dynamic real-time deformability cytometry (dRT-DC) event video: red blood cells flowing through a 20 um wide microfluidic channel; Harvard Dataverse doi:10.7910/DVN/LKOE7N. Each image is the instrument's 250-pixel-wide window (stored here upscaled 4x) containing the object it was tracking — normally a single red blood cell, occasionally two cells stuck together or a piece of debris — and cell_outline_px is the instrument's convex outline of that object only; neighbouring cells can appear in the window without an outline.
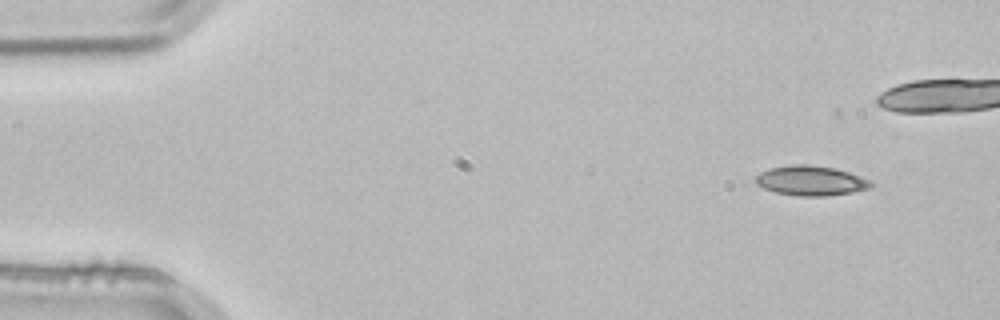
{"species": "common noctule bat (a hibernating species)", "species_latin": "Nyctalus noctula", "temperature_condition": "room temperature", "stored_images_in_passage": 5, "camera_frame_rate_fps": 3000, "um_per_image_px": 0.085, "animal": {"sex": "male", "body_mass_g": 21.5, "forearm_length_mm": 52.0}, "frame": {"image": 1, "passage_image": 1, "time_ms": 0.0, "image_size_px": [1000, 320], "cell_outline_px": [[872, 188], [852, 192], [828, 196], [796, 196], [776, 192], [764, 188], [756, 184], [756, 176], [760, 172], [768, 168], [792, 164], [808, 164], [832, 168], [848, 172], [872, 180]], "centroid_in_image_um": [68.92, 15.36], "position_along_channel_um": 16.1, "area_um2": 20.11}}